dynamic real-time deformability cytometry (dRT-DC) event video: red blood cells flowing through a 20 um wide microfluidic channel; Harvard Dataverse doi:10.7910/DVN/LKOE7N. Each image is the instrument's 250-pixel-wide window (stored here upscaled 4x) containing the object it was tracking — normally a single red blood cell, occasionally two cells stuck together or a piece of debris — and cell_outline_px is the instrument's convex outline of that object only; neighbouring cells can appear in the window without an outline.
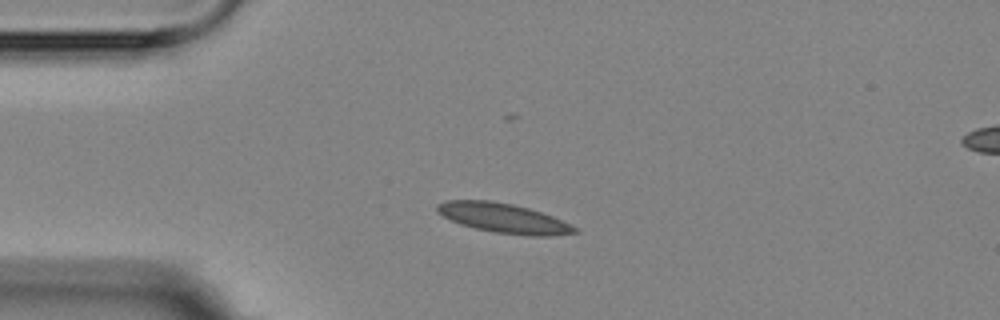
{"species": "Egyptian fruit bat (a non-hibernating species)", "species_latin": "Rousettus aegyptiacus", "temperature_condition": "room temperature", "stored_images_in_passage": 3, "segment_of_instrument_passage": [1, 2], "camera_frame_rate_fps": 3000, "um_per_image_px": 0.085, "animal": {"sex": "female"}, "frame": {"image": 1, "passage_image": 2, "time_ms": 1.0, "image_size_px": [1000, 320], "cell_outline_px": [[580, 232], [552, 236], [528, 236], [496, 232], [476, 228], [460, 224], [436, 212], [436, 204], [444, 200], [488, 200], [512, 204], [528, 208], [552, 216], [580, 228]], "centroid_in_image_um": [42.83, 18.54], "position_along_channel_um": 42.2, "area_um2": 23.76}}